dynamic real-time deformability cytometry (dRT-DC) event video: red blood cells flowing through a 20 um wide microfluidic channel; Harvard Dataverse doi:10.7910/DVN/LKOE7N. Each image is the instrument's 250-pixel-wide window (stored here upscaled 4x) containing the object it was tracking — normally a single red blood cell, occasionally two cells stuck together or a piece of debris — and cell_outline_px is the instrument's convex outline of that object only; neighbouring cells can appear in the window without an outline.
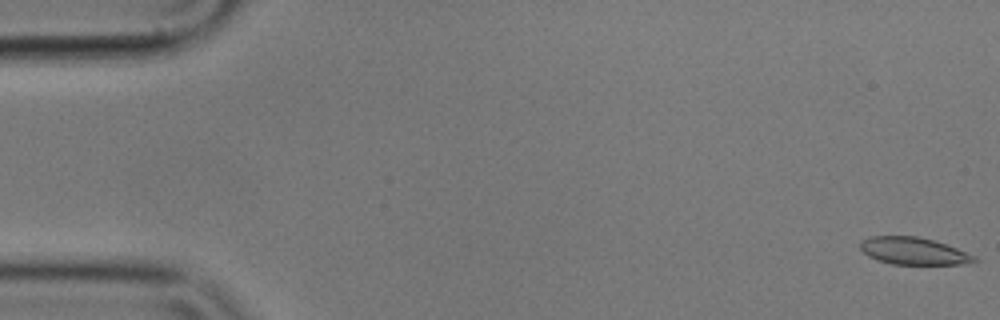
{"species": "common noctule bat (a hibernating species)", "species_latin": "Nyctalus noctula", "temperature_condition": "cold", "stored_images_in_passage": 56, "camera_frame_rate_fps": 3000, "um_per_image_px": 0.085, "animal": {"sex": "male", "body_mass_g": 17.9}, "frame": {"image": 1, "passage_image": 1, "time_ms": 0.0, "image_size_px": [1000, 320], "cell_outline_px": [[980, 260], [960, 264], [892, 264], [868, 256], [860, 248], [860, 240], [872, 236], [916, 236], [932, 240], [956, 248], [976, 256]], "centroid_in_image_um": [77.63, 21.33], "position_along_channel_um": 7.4, "area_um2": 17.86}}
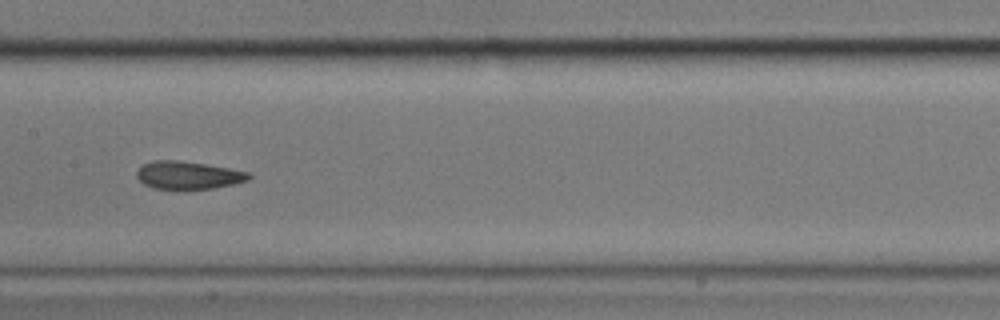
{"frame": {"image": 2, "passage_image": 28, "time_ms": 9.0, "image_size_px": [1000, 320], "cell_outline_px": [[252, 176], [248, 180], [232, 184], [212, 188], [152, 188], [144, 184], [136, 176], [136, 172], [144, 164], [152, 160], [180, 160], [228, 168], [248, 172]], "centroid_in_image_um": [15.97, 14.87], "position_along_channel_um": 191.4, "area_um2": 17.8}}
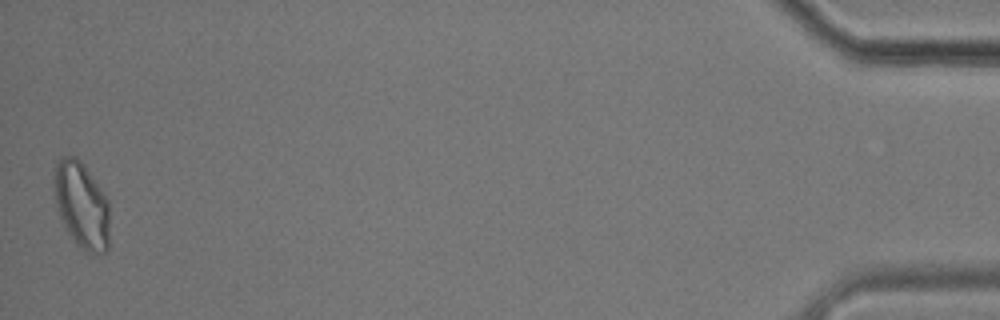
{"frame": {"image": 3, "passage_image": 56, "time_ms": 18.333, "image_size_px": [1000, 320], "cell_outline_px": [[108, 252], [88, 252], [80, 248], [76, 244], [64, 228], [60, 216], [56, 200], [56, 164], [60, 156], [76, 156], [84, 164], [108, 200]], "centroid_in_image_um": [6.95, 17.45], "position_along_channel_um": 428.2, "area_um2": 27.4}, "authors_computed_cell_mechanics": {"area_um2": 19.2763, "velocity_mm_per_s": 3.5321, "shape_relaxation_time_tau1_ms": null, "shape_relaxation_time_tau2_ms": 2.1589, "deformation_change_tau1": null, "deformation_change_tau2": 0.0832}}